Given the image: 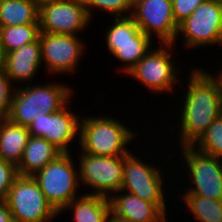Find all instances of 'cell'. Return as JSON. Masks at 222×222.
Returning <instances> with one entry per match:
<instances>
[{
	"label": "cell",
	"instance_id": "cell-1",
	"mask_svg": "<svg viewBox=\"0 0 222 222\" xmlns=\"http://www.w3.org/2000/svg\"><path fill=\"white\" fill-rule=\"evenodd\" d=\"M203 69L190 71L180 109L179 146L193 145L222 114V79Z\"/></svg>",
	"mask_w": 222,
	"mask_h": 222
},
{
	"label": "cell",
	"instance_id": "cell-2",
	"mask_svg": "<svg viewBox=\"0 0 222 222\" xmlns=\"http://www.w3.org/2000/svg\"><path fill=\"white\" fill-rule=\"evenodd\" d=\"M59 82L46 85L19 86L13 93L8 120L16 125L28 127L42 111L55 113L72 98V90ZM24 87V88H23Z\"/></svg>",
	"mask_w": 222,
	"mask_h": 222
},
{
	"label": "cell",
	"instance_id": "cell-3",
	"mask_svg": "<svg viewBox=\"0 0 222 222\" xmlns=\"http://www.w3.org/2000/svg\"><path fill=\"white\" fill-rule=\"evenodd\" d=\"M112 118L107 115L81 118L79 146L82 152L95 156H126L130 153L128 144L138 134L135 135L122 121Z\"/></svg>",
	"mask_w": 222,
	"mask_h": 222
},
{
	"label": "cell",
	"instance_id": "cell-4",
	"mask_svg": "<svg viewBox=\"0 0 222 222\" xmlns=\"http://www.w3.org/2000/svg\"><path fill=\"white\" fill-rule=\"evenodd\" d=\"M71 155V152L61 153L33 175L48 203L58 214L78 197L79 174Z\"/></svg>",
	"mask_w": 222,
	"mask_h": 222
},
{
	"label": "cell",
	"instance_id": "cell-5",
	"mask_svg": "<svg viewBox=\"0 0 222 222\" xmlns=\"http://www.w3.org/2000/svg\"><path fill=\"white\" fill-rule=\"evenodd\" d=\"M6 202L14 222H50L58 215L33 176L18 175L9 189Z\"/></svg>",
	"mask_w": 222,
	"mask_h": 222
},
{
	"label": "cell",
	"instance_id": "cell-6",
	"mask_svg": "<svg viewBox=\"0 0 222 222\" xmlns=\"http://www.w3.org/2000/svg\"><path fill=\"white\" fill-rule=\"evenodd\" d=\"M187 48L215 44L222 46V0H206L178 25L175 45L179 35ZM214 44V45H213Z\"/></svg>",
	"mask_w": 222,
	"mask_h": 222
},
{
	"label": "cell",
	"instance_id": "cell-7",
	"mask_svg": "<svg viewBox=\"0 0 222 222\" xmlns=\"http://www.w3.org/2000/svg\"><path fill=\"white\" fill-rule=\"evenodd\" d=\"M137 157V158H136ZM142 162L138 156L132 152L124 157L123 164V183L121 191H126L144 201L157 204L165 213L169 206L166 203V197L163 182V173L159 167Z\"/></svg>",
	"mask_w": 222,
	"mask_h": 222
},
{
	"label": "cell",
	"instance_id": "cell-8",
	"mask_svg": "<svg viewBox=\"0 0 222 222\" xmlns=\"http://www.w3.org/2000/svg\"><path fill=\"white\" fill-rule=\"evenodd\" d=\"M161 47L151 49L128 73L131 78L145 85L152 93H170L177 84L180 69L172 61L171 49L174 44H160ZM171 52V53H170ZM170 91V92H169Z\"/></svg>",
	"mask_w": 222,
	"mask_h": 222
},
{
	"label": "cell",
	"instance_id": "cell-9",
	"mask_svg": "<svg viewBox=\"0 0 222 222\" xmlns=\"http://www.w3.org/2000/svg\"><path fill=\"white\" fill-rule=\"evenodd\" d=\"M79 157V181L94 189L86 194L110 198L121 190L125 156H95L81 152Z\"/></svg>",
	"mask_w": 222,
	"mask_h": 222
},
{
	"label": "cell",
	"instance_id": "cell-10",
	"mask_svg": "<svg viewBox=\"0 0 222 222\" xmlns=\"http://www.w3.org/2000/svg\"><path fill=\"white\" fill-rule=\"evenodd\" d=\"M181 147L182 159L185 158V165L188 167L187 176L191 175L194 184L184 194L222 200V158L201 152L192 145Z\"/></svg>",
	"mask_w": 222,
	"mask_h": 222
},
{
	"label": "cell",
	"instance_id": "cell-11",
	"mask_svg": "<svg viewBox=\"0 0 222 222\" xmlns=\"http://www.w3.org/2000/svg\"><path fill=\"white\" fill-rule=\"evenodd\" d=\"M40 32L77 35L88 29L89 18L83 0H57L39 7Z\"/></svg>",
	"mask_w": 222,
	"mask_h": 222
},
{
	"label": "cell",
	"instance_id": "cell-12",
	"mask_svg": "<svg viewBox=\"0 0 222 222\" xmlns=\"http://www.w3.org/2000/svg\"><path fill=\"white\" fill-rule=\"evenodd\" d=\"M131 16L140 30L161 44H173L178 25L173 18L172 0H134Z\"/></svg>",
	"mask_w": 222,
	"mask_h": 222
},
{
	"label": "cell",
	"instance_id": "cell-13",
	"mask_svg": "<svg viewBox=\"0 0 222 222\" xmlns=\"http://www.w3.org/2000/svg\"><path fill=\"white\" fill-rule=\"evenodd\" d=\"M68 103L55 113L42 111L27 127L30 136L42 137L54 145L62 153H70V145L80 134V120L74 112L69 111ZM70 143V144H69Z\"/></svg>",
	"mask_w": 222,
	"mask_h": 222
},
{
	"label": "cell",
	"instance_id": "cell-14",
	"mask_svg": "<svg viewBox=\"0 0 222 222\" xmlns=\"http://www.w3.org/2000/svg\"><path fill=\"white\" fill-rule=\"evenodd\" d=\"M39 42L42 63L44 62L48 71L55 75L73 73L85 50V43L77 35L40 32Z\"/></svg>",
	"mask_w": 222,
	"mask_h": 222
},
{
	"label": "cell",
	"instance_id": "cell-15",
	"mask_svg": "<svg viewBox=\"0 0 222 222\" xmlns=\"http://www.w3.org/2000/svg\"><path fill=\"white\" fill-rule=\"evenodd\" d=\"M109 201L111 214L121 219L133 222H167L168 220L167 214L157 204L144 201L128 192L116 191Z\"/></svg>",
	"mask_w": 222,
	"mask_h": 222
},
{
	"label": "cell",
	"instance_id": "cell-16",
	"mask_svg": "<svg viewBox=\"0 0 222 222\" xmlns=\"http://www.w3.org/2000/svg\"><path fill=\"white\" fill-rule=\"evenodd\" d=\"M42 64L39 38L29 44L4 54L2 70L11 82L32 81Z\"/></svg>",
	"mask_w": 222,
	"mask_h": 222
},
{
	"label": "cell",
	"instance_id": "cell-17",
	"mask_svg": "<svg viewBox=\"0 0 222 222\" xmlns=\"http://www.w3.org/2000/svg\"><path fill=\"white\" fill-rule=\"evenodd\" d=\"M62 152L42 137L29 136L21 162L17 166L18 175L33 176Z\"/></svg>",
	"mask_w": 222,
	"mask_h": 222
},
{
	"label": "cell",
	"instance_id": "cell-18",
	"mask_svg": "<svg viewBox=\"0 0 222 222\" xmlns=\"http://www.w3.org/2000/svg\"><path fill=\"white\" fill-rule=\"evenodd\" d=\"M27 127L11 123L8 119L0 121V159L14 164L21 162L29 139Z\"/></svg>",
	"mask_w": 222,
	"mask_h": 222
},
{
	"label": "cell",
	"instance_id": "cell-19",
	"mask_svg": "<svg viewBox=\"0 0 222 222\" xmlns=\"http://www.w3.org/2000/svg\"><path fill=\"white\" fill-rule=\"evenodd\" d=\"M67 209H72L75 222H107L111 214L109 198L94 194H82L61 212Z\"/></svg>",
	"mask_w": 222,
	"mask_h": 222
},
{
	"label": "cell",
	"instance_id": "cell-20",
	"mask_svg": "<svg viewBox=\"0 0 222 222\" xmlns=\"http://www.w3.org/2000/svg\"><path fill=\"white\" fill-rule=\"evenodd\" d=\"M152 39L140 30L134 42L106 43V46L110 54L123 62L121 71L127 74L152 49Z\"/></svg>",
	"mask_w": 222,
	"mask_h": 222
},
{
	"label": "cell",
	"instance_id": "cell-21",
	"mask_svg": "<svg viewBox=\"0 0 222 222\" xmlns=\"http://www.w3.org/2000/svg\"><path fill=\"white\" fill-rule=\"evenodd\" d=\"M38 13L32 0H0V27L39 23Z\"/></svg>",
	"mask_w": 222,
	"mask_h": 222
},
{
	"label": "cell",
	"instance_id": "cell-22",
	"mask_svg": "<svg viewBox=\"0 0 222 222\" xmlns=\"http://www.w3.org/2000/svg\"><path fill=\"white\" fill-rule=\"evenodd\" d=\"M39 23L0 27V42L3 53H9L39 38Z\"/></svg>",
	"mask_w": 222,
	"mask_h": 222
},
{
	"label": "cell",
	"instance_id": "cell-23",
	"mask_svg": "<svg viewBox=\"0 0 222 222\" xmlns=\"http://www.w3.org/2000/svg\"><path fill=\"white\" fill-rule=\"evenodd\" d=\"M186 208L199 222H222V200L193 194H182Z\"/></svg>",
	"mask_w": 222,
	"mask_h": 222
},
{
	"label": "cell",
	"instance_id": "cell-24",
	"mask_svg": "<svg viewBox=\"0 0 222 222\" xmlns=\"http://www.w3.org/2000/svg\"><path fill=\"white\" fill-rule=\"evenodd\" d=\"M192 146L201 152L222 158V114L213 121Z\"/></svg>",
	"mask_w": 222,
	"mask_h": 222
},
{
	"label": "cell",
	"instance_id": "cell-25",
	"mask_svg": "<svg viewBox=\"0 0 222 222\" xmlns=\"http://www.w3.org/2000/svg\"><path fill=\"white\" fill-rule=\"evenodd\" d=\"M115 21L105 33L106 43L134 42V36L140 31L133 17H114Z\"/></svg>",
	"mask_w": 222,
	"mask_h": 222
},
{
	"label": "cell",
	"instance_id": "cell-26",
	"mask_svg": "<svg viewBox=\"0 0 222 222\" xmlns=\"http://www.w3.org/2000/svg\"><path fill=\"white\" fill-rule=\"evenodd\" d=\"M83 2L91 20L93 19L94 8H100L101 11L112 13L115 15L114 17H122L131 15L134 6V0H83Z\"/></svg>",
	"mask_w": 222,
	"mask_h": 222
},
{
	"label": "cell",
	"instance_id": "cell-27",
	"mask_svg": "<svg viewBox=\"0 0 222 222\" xmlns=\"http://www.w3.org/2000/svg\"><path fill=\"white\" fill-rule=\"evenodd\" d=\"M9 76L0 69V121L7 120L15 87Z\"/></svg>",
	"mask_w": 222,
	"mask_h": 222
},
{
	"label": "cell",
	"instance_id": "cell-28",
	"mask_svg": "<svg viewBox=\"0 0 222 222\" xmlns=\"http://www.w3.org/2000/svg\"><path fill=\"white\" fill-rule=\"evenodd\" d=\"M17 176V167L0 159V200H6L9 189Z\"/></svg>",
	"mask_w": 222,
	"mask_h": 222
},
{
	"label": "cell",
	"instance_id": "cell-29",
	"mask_svg": "<svg viewBox=\"0 0 222 222\" xmlns=\"http://www.w3.org/2000/svg\"><path fill=\"white\" fill-rule=\"evenodd\" d=\"M206 0H172L173 18L177 25L183 22L198 5Z\"/></svg>",
	"mask_w": 222,
	"mask_h": 222
},
{
	"label": "cell",
	"instance_id": "cell-30",
	"mask_svg": "<svg viewBox=\"0 0 222 222\" xmlns=\"http://www.w3.org/2000/svg\"><path fill=\"white\" fill-rule=\"evenodd\" d=\"M0 222H14L6 200H0Z\"/></svg>",
	"mask_w": 222,
	"mask_h": 222
},
{
	"label": "cell",
	"instance_id": "cell-31",
	"mask_svg": "<svg viewBox=\"0 0 222 222\" xmlns=\"http://www.w3.org/2000/svg\"><path fill=\"white\" fill-rule=\"evenodd\" d=\"M107 222H133V221L121 219L110 214V216L107 219Z\"/></svg>",
	"mask_w": 222,
	"mask_h": 222
},
{
	"label": "cell",
	"instance_id": "cell-32",
	"mask_svg": "<svg viewBox=\"0 0 222 222\" xmlns=\"http://www.w3.org/2000/svg\"><path fill=\"white\" fill-rule=\"evenodd\" d=\"M38 7H40L41 5L43 4H46V3H50V2H54V1H57V0H32Z\"/></svg>",
	"mask_w": 222,
	"mask_h": 222
},
{
	"label": "cell",
	"instance_id": "cell-33",
	"mask_svg": "<svg viewBox=\"0 0 222 222\" xmlns=\"http://www.w3.org/2000/svg\"><path fill=\"white\" fill-rule=\"evenodd\" d=\"M3 58H4V53H3L1 42H0V64H3Z\"/></svg>",
	"mask_w": 222,
	"mask_h": 222
},
{
	"label": "cell",
	"instance_id": "cell-34",
	"mask_svg": "<svg viewBox=\"0 0 222 222\" xmlns=\"http://www.w3.org/2000/svg\"><path fill=\"white\" fill-rule=\"evenodd\" d=\"M218 75L221 77V79H222V70H220V72L218 71Z\"/></svg>",
	"mask_w": 222,
	"mask_h": 222
}]
</instances>
